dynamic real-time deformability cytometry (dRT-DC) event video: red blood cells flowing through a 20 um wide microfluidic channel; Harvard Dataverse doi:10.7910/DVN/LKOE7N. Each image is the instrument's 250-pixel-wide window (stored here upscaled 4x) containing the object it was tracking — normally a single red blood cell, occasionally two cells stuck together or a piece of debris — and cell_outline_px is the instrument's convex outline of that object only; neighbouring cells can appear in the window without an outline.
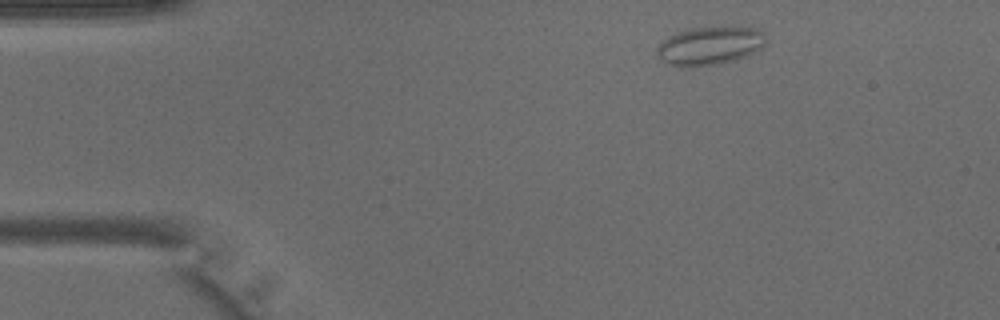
{"species": "common noctule bat (a hibernating species)", "species_latin": "Nyctalus noctula", "temperature_condition": "warm", "stored_images_in_passage": 3, "camera_frame_rate_fps": 3000, "um_per_image_px": 0.085, "animal": {"sex": "male", "body_mass_g": 15.6}, "frame": {"image": 1, "passage_image": 1, "time_ms": 0.0, "image_size_px": [1000, 320], "cell_outline_px": [[768, 40], [756, 52], [748, 56], [736, 60], [720, 64], [692, 68], [680, 68], [668, 64], [660, 60], [656, 56], [656, 48], [668, 36], [676, 32], [692, 28], [756, 28], [764, 32]], "centroid_in_image_um": [60.31, 3.94], "position_along_channel_um": 24.7, "area_um2": 24.74}}